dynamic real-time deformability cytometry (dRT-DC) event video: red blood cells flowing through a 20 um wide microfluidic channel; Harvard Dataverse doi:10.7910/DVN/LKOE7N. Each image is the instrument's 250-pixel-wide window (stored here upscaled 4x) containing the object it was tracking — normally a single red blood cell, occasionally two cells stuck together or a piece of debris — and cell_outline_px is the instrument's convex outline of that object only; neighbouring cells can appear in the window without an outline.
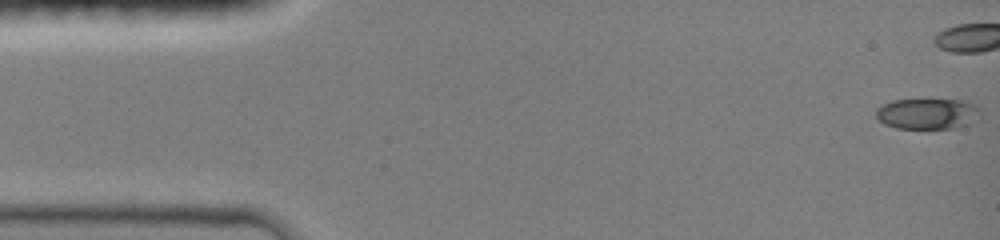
{"species": "common noctule bat (a hibernating species)", "species_latin": "Nyctalus noctula", "temperature_condition": "room temperature", "stored_images_in_passage": 23, "camera_frame_rate_fps": 3000, "um_per_image_px": 0.085, "animal": {"sex": "female", "body_mass_g": 19.0, "forearm_length_mm": 51.5}, "frame": {"image": 1, "passage_image": 1, "time_ms": 0.0, "image_size_px": [1000, 240], "cell_outline_px": [[980, 120], [956, 128], [896, 128], [884, 124], [876, 116], [876, 108], [892, 100], [920, 96], [924, 96], [968, 100], [976, 104], [980, 108]], "centroid_in_image_um": [78.9, 9.59], "position_along_channel_um": 6.1, "area_um2": 20.11}}
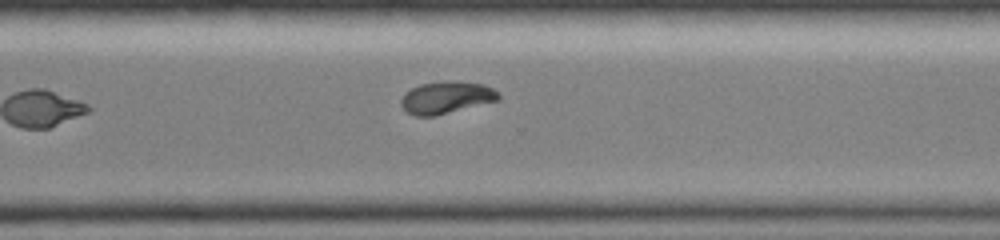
{"frame": {"image": 2, "passage_image": 23, "time_ms": 11.667, "image_size_px": [1000, 240], "cell_outline_px": [[500, 96], [496, 100], [436, 116], [416, 116], [408, 112], [400, 104], [400, 100], [412, 88], [420, 84], [444, 80], [456, 80], [484, 84], [492, 88]], "centroid_in_image_um": [37.92, 8.27], "position_along_channel_um": 332.7, "area_um2": 18.09}}